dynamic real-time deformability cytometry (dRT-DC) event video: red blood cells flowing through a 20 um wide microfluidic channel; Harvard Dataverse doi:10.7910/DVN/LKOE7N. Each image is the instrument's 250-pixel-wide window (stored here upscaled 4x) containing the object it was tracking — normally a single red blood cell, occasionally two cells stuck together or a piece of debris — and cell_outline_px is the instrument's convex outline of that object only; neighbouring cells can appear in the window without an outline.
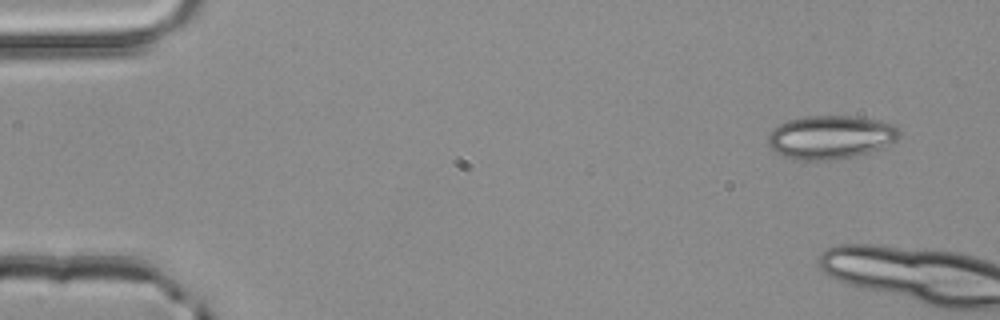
{"species": "common noctule bat (a hibernating species)", "species_latin": "Nyctalus noctula", "temperature_condition": "room temperature", "stored_images_in_passage": 4, "camera_frame_rate_fps": 3000, "um_per_image_px": 0.085, "animal": {"sex": "male", "body_mass_g": 20.4}, "frame": {"image": 1, "passage_image": 1, "time_ms": 0.0, "image_size_px": [1000, 320], "cell_outline_px": [[900, 136], [896, 140], [880, 148], [856, 156], [832, 160], [792, 160], [776, 152], [768, 144], [768, 136], [772, 128], [788, 120], [804, 116], [856, 116], [880, 120], [892, 124], [900, 132]], "centroid_in_image_um": [70.58, 11.66], "position_along_channel_um": 14.4, "area_um2": 33.41}}